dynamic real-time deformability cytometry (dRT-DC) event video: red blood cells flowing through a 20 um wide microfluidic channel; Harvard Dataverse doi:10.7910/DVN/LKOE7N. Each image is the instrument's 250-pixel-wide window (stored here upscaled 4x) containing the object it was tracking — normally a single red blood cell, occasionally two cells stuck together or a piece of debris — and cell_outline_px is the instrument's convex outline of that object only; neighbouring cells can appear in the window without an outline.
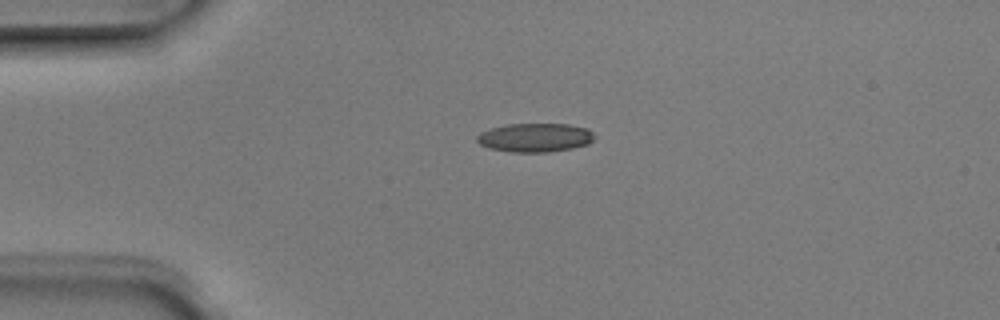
{"species": "Egyptian fruit bat (a non-hibernating species)", "species_latin": "Rousettus aegyptiacus", "temperature_condition": "room temperature", "stored_images_in_passage": 4, "camera_frame_rate_fps": 3000, "um_per_image_px": 0.085, "animal": {"sex": "male"}, "frame": {"image": 1, "passage_image": 1, "time_ms": 0.0, "image_size_px": [1000, 320], "cell_outline_px": [[596, 136], [588, 144], [572, 148], [548, 152], [512, 152], [488, 148], [480, 144], [476, 140], [476, 136], [480, 132], [492, 128], [508, 124], [568, 124], [588, 128]], "centroid_in_image_um": [45.48, 11.69], "position_along_channel_um": 39.5, "area_um2": 19.77}}
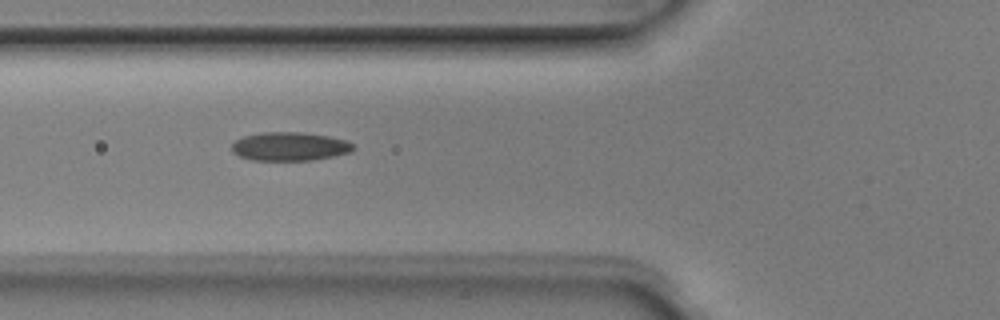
{"frame": {"image": 2, "passage_image": 3, "time_ms": 0.667, "image_size_px": [1000, 320], "cell_outline_px": [[356, 148], [352, 152], [312, 160], [252, 160], [240, 156], [232, 152], [232, 144], [236, 140], [244, 136], [260, 132], [304, 132], [328, 136], [348, 140], [356, 144]], "centroid_in_image_um": [24.68, 12.44], "position_along_channel_um": 101.1, "area_um2": 20.46}}
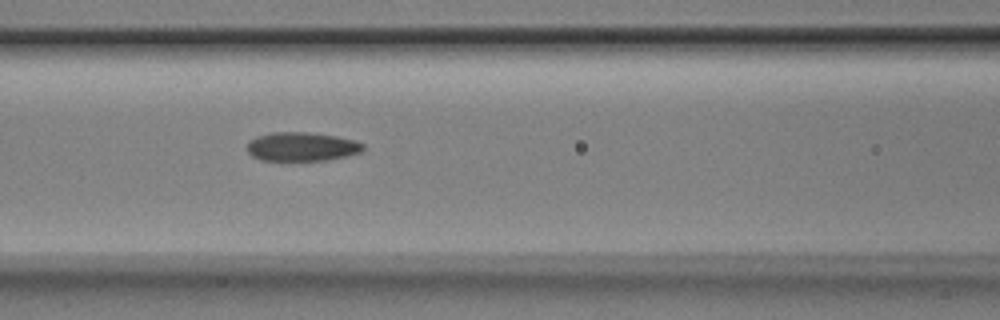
{"frame": {"image": 3, "passage_image": 4, "time_ms": 1.0, "image_size_px": [1000, 320], "cell_outline_px": [[364, 148], [360, 152], [344, 156], [324, 160], [260, 160], [252, 156], [248, 152], [248, 140], [256, 136], [272, 132], [308, 132], [336, 136], [352, 140], [364, 144]], "centroid_in_image_um": [25.6, 12.45], "position_along_channel_um": 141.0, "area_um2": 19.36}}